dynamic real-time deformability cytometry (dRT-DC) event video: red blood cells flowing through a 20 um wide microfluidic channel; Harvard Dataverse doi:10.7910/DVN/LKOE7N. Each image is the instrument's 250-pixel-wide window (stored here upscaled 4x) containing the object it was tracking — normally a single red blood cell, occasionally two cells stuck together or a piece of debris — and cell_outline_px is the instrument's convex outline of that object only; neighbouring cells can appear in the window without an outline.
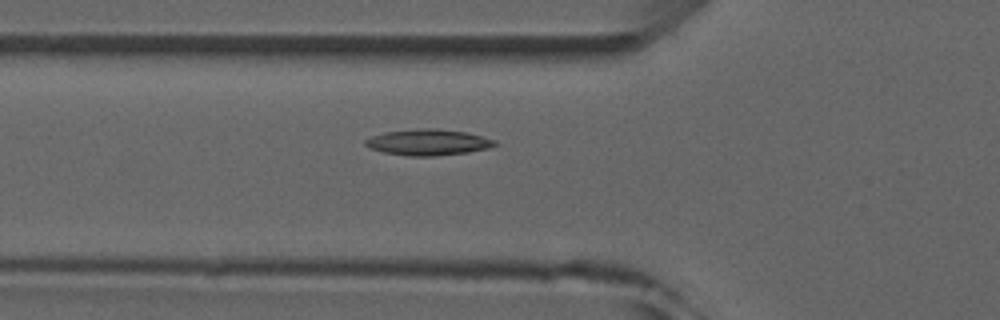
{"species": "common noctule bat (a hibernating species)", "species_latin": "Nyctalus noctula", "temperature_condition": "room temperature", "stored_images_in_passage": 7, "camera_frame_rate_fps": 3000, "um_per_image_px": 0.085, "animal": {"sex": "male", "forearm_length_mm": 52.5}, "frame": {"image": 1, "passage_image": 7, "time_ms": 7.0, "image_size_px": [1000, 320], "cell_outline_px": [[496, 144], [488, 148], [468, 152], [432, 156], [408, 156], [384, 152], [372, 148], [364, 144], [364, 140], [372, 136], [384, 132], [416, 128], [436, 128], [464, 132], [496, 140]], "centroid_in_image_um": [36.36, 12.08], "position_along_channel_um": 89.4, "area_um2": 19.48}}